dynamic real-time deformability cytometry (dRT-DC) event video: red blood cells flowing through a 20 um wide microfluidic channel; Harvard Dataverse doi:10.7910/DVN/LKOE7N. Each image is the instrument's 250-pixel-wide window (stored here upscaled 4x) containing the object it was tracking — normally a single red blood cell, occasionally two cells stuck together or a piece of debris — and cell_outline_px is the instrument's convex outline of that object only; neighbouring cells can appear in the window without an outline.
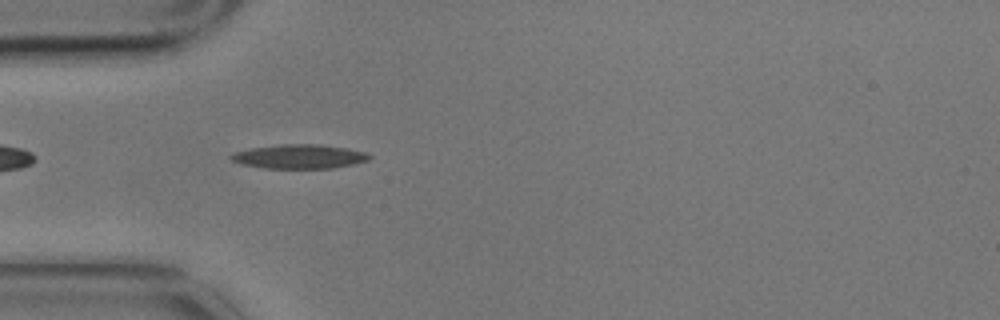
{"species": "common noctule bat (a hibernating species)", "species_latin": "Nyctalus noctula", "temperature_condition": "cold", "stored_images_in_passage": 6, "camera_frame_rate_fps": 3000, "um_per_image_px": 0.085, "animal": {"sex": "male", "body_mass_g": 17.9}, "frame": {"image": 1, "passage_image": 5, "time_ms": 1.333, "image_size_px": [1000, 320], "cell_outline_px": [[372, 156], [368, 160], [352, 164], [332, 168], [264, 168], [240, 164], [232, 160], [228, 156], [236, 152], [248, 148], [280, 144], [320, 144], [348, 148], [368, 152]], "centroid_in_image_um": [25.44, 13.29], "position_along_channel_um": 59.6, "area_um2": 19.59}}